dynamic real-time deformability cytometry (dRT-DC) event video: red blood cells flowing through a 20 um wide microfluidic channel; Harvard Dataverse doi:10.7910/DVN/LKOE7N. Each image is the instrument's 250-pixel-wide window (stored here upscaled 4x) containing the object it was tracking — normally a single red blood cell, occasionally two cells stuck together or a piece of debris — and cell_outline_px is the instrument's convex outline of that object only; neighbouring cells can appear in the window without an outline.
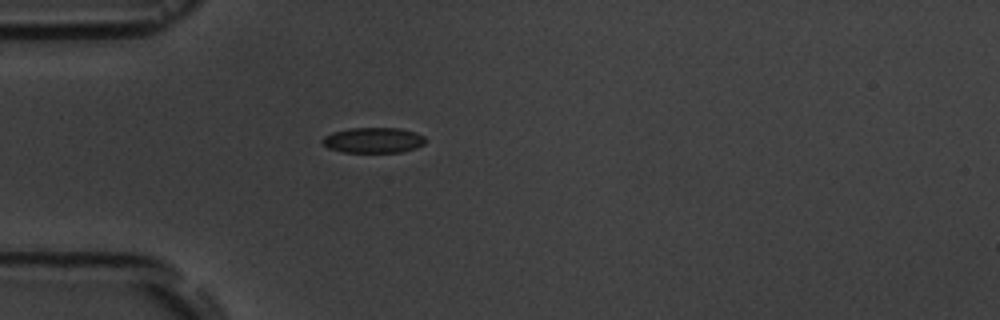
{"species": "common noctule bat (a hibernating species)", "species_latin": "Nyctalus noctula", "temperature_condition": "room temperature", "stored_images_in_passage": 2, "camera_frame_rate_fps": 3000, "um_per_image_px": 0.085, "animal": {"sex": "male", "body_mass_g": 19.5, "forearm_length_mm": 54.6}, "frame": {"image": 1, "passage_image": 2, "time_ms": 1.0, "image_size_px": [1000, 320], "cell_outline_px": [[428, 140], [424, 144], [416, 148], [400, 152], [344, 152], [328, 148], [320, 140], [324, 136], [332, 132], [348, 128], [400, 128], [416, 132], [424, 136]], "centroid_in_image_um": [31.75, 11.91], "position_along_channel_um": 53.2, "area_um2": 15.43}}